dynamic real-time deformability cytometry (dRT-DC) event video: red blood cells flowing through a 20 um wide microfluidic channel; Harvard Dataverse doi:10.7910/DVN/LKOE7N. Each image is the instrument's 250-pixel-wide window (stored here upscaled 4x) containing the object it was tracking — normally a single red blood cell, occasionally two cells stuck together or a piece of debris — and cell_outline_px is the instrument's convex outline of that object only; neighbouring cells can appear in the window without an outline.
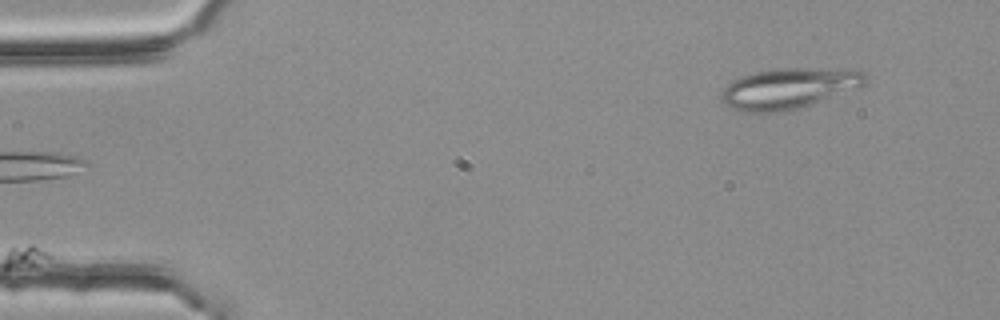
{"species": "common noctule bat (a hibernating species)", "species_latin": "Nyctalus noctula", "temperature_condition": "room temperature", "stored_images_in_passage": 45, "camera_frame_rate_fps": 3000, "um_per_image_px": 0.085, "animal": {"sex": "female", "body_mass_g": 25.1}, "frame": {"image": 1, "passage_image": 1, "time_ms": 0.0, "image_size_px": [1000, 320], "cell_outline_px": [[868, 80], [860, 88], [796, 108], [780, 112], [748, 112], [732, 108], [724, 104], [720, 100], [720, 92], [732, 80], [740, 76], [756, 72], [780, 68], [860, 68], [868, 72]], "centroid_in_image_um": [67.12, 7.48], "position_along_channel_um": 17.9, "area_um2": 34.56}}